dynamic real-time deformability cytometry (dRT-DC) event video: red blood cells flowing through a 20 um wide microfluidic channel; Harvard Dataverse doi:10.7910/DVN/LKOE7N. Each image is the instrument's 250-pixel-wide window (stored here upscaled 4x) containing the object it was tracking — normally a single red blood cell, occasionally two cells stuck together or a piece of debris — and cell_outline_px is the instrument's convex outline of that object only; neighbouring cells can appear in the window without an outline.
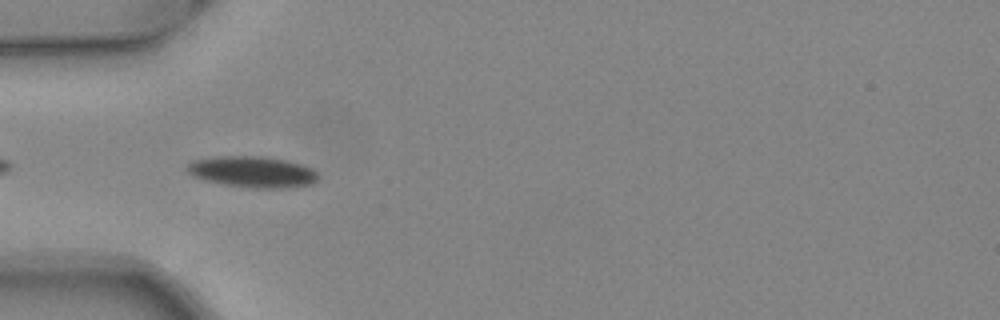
{"species": "common noctule bat (a hibernating species)", "species_latin": "Nyctalus noctula", "temperature_condition": "warm", "stored_images_in_passage": 8, "camera_frame_rate_fps": 3000, "um_per_image_px": 0.085, "animal": {"sex": "female", "body_mass_g": 24.6, "forearm_length_mm": 56.2}, "frame": {"image": 1, "passage_image": 2, "time_ms": 0.333, "image_size_px": [1000, 320], "cell_outline_px": [[320, 176], [312, 184], [284, 188], [252, 188], [224, 184], [204, 180], [192, 176], [184, 168], [192, 160], [216, 156], [268, 156], [288, 160], [312, 168]], "centroid_in_image_um": [21.45, 14.6], "position_along_channel_um": 63.6, "area_um2": 24.1}}
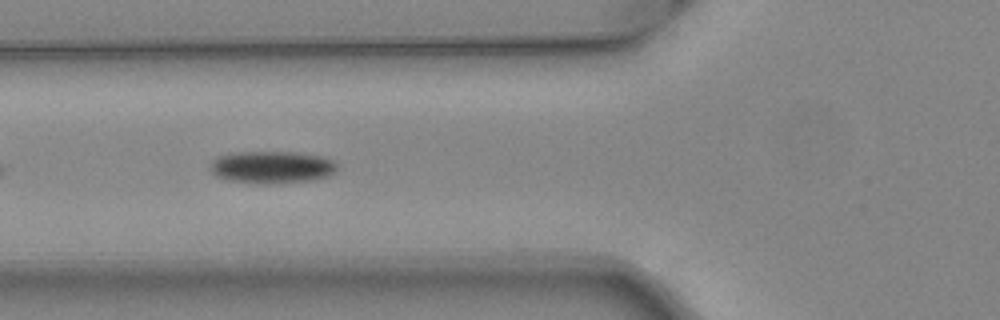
{"frame": {"image": 2, "passage_image": 5, "time_ms": 1.333, "image_size_px": [1000, 320], "cell_outline_px": [[340, 164], [336, 172], [328, 176], [316, 180], [284, 184], [256, 184], [224, 180], [216, 176], [212, 172], [212, 160], [220, 156], [240, 152], [296, 152], [320, 156], [332, 160]], "centroid_in_image_um": [23.18, 14.24], "position_along_channel_um": 102.6, "area_um2": 24.39}}